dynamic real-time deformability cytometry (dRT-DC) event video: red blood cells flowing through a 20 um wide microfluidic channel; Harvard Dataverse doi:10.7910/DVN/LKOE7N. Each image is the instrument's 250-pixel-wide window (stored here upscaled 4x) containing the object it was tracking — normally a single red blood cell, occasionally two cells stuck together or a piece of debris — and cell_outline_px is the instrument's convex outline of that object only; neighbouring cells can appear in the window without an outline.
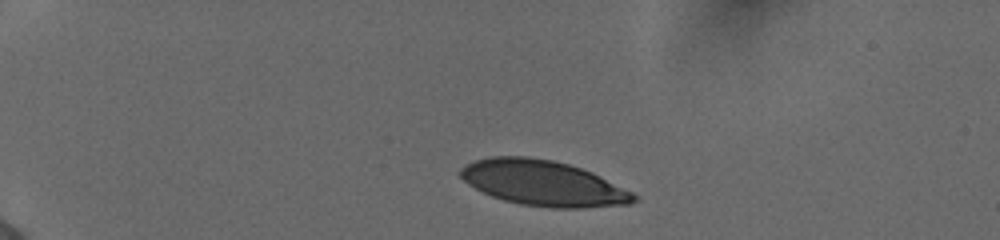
{"species": "human", "species_latin": "Homo sapiens", "temperature_condition": "cold", "stored_images_in_passage": 42, "camera_frame_rate_fps": 3000, "um_per_image_px": 0.085, "donor": {"sex": "female"}, "frame": {"image": 1, "passage_image": 1, "time_ms": 0.0, "image_size_px": [1000, 240], "cell_outline_px": [[640, 200], [628, 204], [584, 208], [552, 208], [520, 204], [504, 200], [492, 196], [468, 184], [456, 172], [464, 164], [476, 160], [492, 156], [528, 156], [552, 160], [568, 164], [592, 172], [640, 196]], "centroid_in_image_um": [46.17, 15.57], "position_along_channel_um": 38.8, "area_um2": 45.95}}
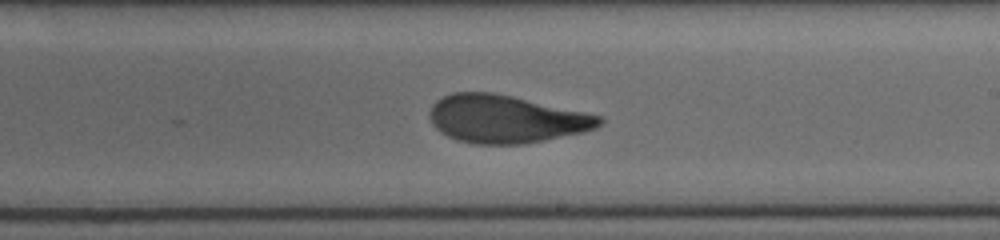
{"frame": {"image": 2, "passage_image": 23, "time_ms": 7.333, "image_size_px": [1000, 240], "cell_outline_px": [[604, 120], [596, 128], [584, 132], [524, 144], [472, 144], [456, 140], [440, 132], [432, 124], [428, 116], [428, 112], [432, 104], [436, 100], [452, 92], [492, 92], [512, 96], [584, 112], [600, 116]], "centroid_in_image_um": [42.95, 10.12], "position_along_channel_um": 246.1, "area_um2": 47.34}}
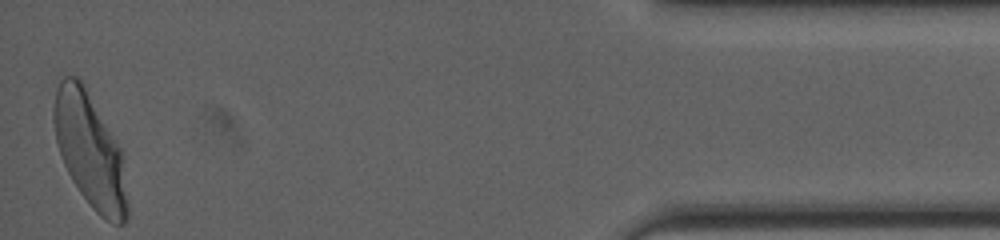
{"frame": {"image": 3, "passage_image": 42, "time_ms": 13.667, "image_size_px": [1000, 240], "cell_outline_px": [[128, 220], [124, 224], [112, 224], [100, 216], [92, 208], [80, 192], [72, 180], [64, 164], [56, 140], [52, 120], [52, 108], [56, 88], [60, 80], [64, 76], [76, 76], [80, 80], [120, 148], [128, 204]], "centroid_in_image_um": [7.61, 12.83], "position_along_channel_um": 427.6, "area_um2": 48.26}, "authors_computed_cell_mechanics": {"area_um2": 47.2515, "velocity_mm_per_s": 3.8734, "shape_relaxation_time_tau1_ms": 4.6282, "shape_relaxation_time_tau2_ms": 0.9269, "deformation_change_tau1": 0.1906, "deformation_change_tau2": 0.0842}}